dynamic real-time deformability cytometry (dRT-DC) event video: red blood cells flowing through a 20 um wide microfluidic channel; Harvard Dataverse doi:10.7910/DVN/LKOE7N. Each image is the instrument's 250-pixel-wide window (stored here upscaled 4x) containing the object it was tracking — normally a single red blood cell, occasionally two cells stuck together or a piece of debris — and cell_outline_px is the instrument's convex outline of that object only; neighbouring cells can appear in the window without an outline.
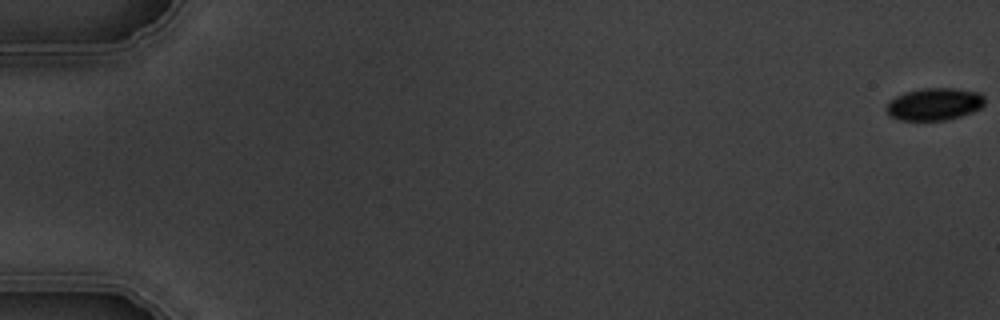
{"species": "common noctule bat (a hibernating species)", "species_latin": "Nyctalus noctula", "temperature_condition": "warm", "stored_images_in_passage": 3, "camera_frame_rate_fps": 3000, "um_per_image_px": 0.085, "animal": {"sex": "male", "body_mass_g": 19.5, "forearm_length_mm": 54.6}, "frame": {"image": 1, "passage_image": 1, "time_ms": 0.0, "image_size_px": [1000, 320], "cell_outline_px": [[984, 104], [980, 108], [972, 112], [960, 116], [944, 120], [900, 120], [892, 116], [884, 108], [888, 100], [904, 92], [920, 88], [956, 88], [980, 92], [984, 96]], "centroid_in_image_um": [79.4, 8.83], "position_along_channel_um": 5.6, "area_um2": 18.67}}